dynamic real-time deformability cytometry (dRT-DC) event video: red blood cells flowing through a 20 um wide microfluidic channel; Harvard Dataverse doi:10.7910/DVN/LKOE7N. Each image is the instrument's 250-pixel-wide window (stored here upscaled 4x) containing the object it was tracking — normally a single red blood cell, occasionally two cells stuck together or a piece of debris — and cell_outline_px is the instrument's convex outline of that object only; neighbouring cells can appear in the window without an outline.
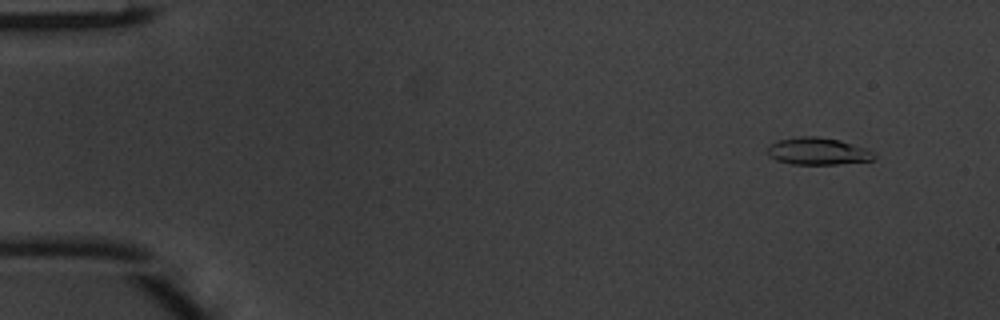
{"species": "common noctule bat (a hibernating species)", "species_latin": "Nyctalus noctula", "temperature_condition": "warm", "stored_images_in_passage": 15, "camera_frame_rate_fps": 3000, "um_per_image_px": 0.085, "animal": {"sex": "male", "body_mass_g": 20.1, "forearm_length_mm": 53.5}, "frame": {"image": 1, "passage_image": 5, "time_ms": 1.333, "image_size_px": [1000, 320], "cell_outline_px": [[876, 156], [872, 160], [840, 164], [792, 164], [776, 160], [768, 156], [768, 144], [780, 140], [800, 136], [816, 136], [840, 140], [868, 148]], "centroid_in_image_um": [69.52, 12.85], "position_along_channel_um": 15.5, "area_um2": 16.94}}